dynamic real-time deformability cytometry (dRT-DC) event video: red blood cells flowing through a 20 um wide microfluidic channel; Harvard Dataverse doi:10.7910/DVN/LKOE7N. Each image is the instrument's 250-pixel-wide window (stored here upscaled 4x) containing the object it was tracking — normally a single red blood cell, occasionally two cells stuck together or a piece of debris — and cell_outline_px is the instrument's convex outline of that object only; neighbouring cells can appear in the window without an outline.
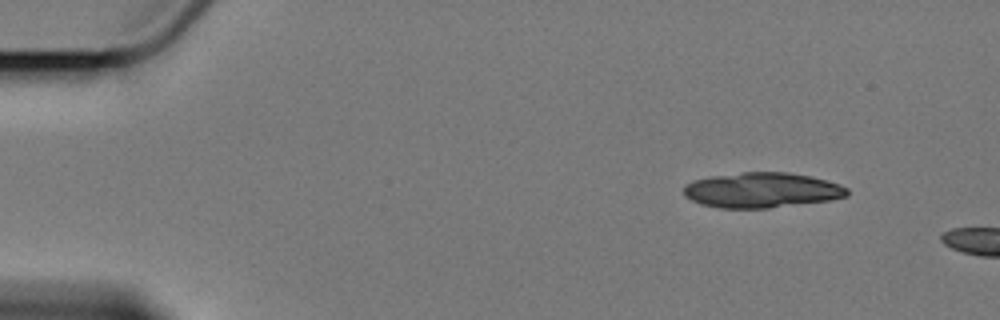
{"species": "Egyptian fruit bat (a non-hibernating species)", "species_latin": "Rousettus aegyptiacus", "temperature_condition": "cold", "stored_images_in_passage": 2, "camera_frame_rate_fps": 3000, "um_per_image_px": 0.085, "animal": {"sex": "female"}, "frame": {"image": 1, "passage_image": 1, "time_ms": 0.0, "image_size_px": [1000, 320], "cell_outline_px": [[848, 196], [832, 200], [768, 208], [720, 208], [700, 204], [684, 196], [684, 188], [688, 184], [696, 180], [712, 176], [740, 172], [788, 172], [812, 176], [840, 184], [848, 188]], "centroid_in_image_um": [64.8, 16.16], "position_along_channel_um": 20.2, "area_um2": 33.58}}